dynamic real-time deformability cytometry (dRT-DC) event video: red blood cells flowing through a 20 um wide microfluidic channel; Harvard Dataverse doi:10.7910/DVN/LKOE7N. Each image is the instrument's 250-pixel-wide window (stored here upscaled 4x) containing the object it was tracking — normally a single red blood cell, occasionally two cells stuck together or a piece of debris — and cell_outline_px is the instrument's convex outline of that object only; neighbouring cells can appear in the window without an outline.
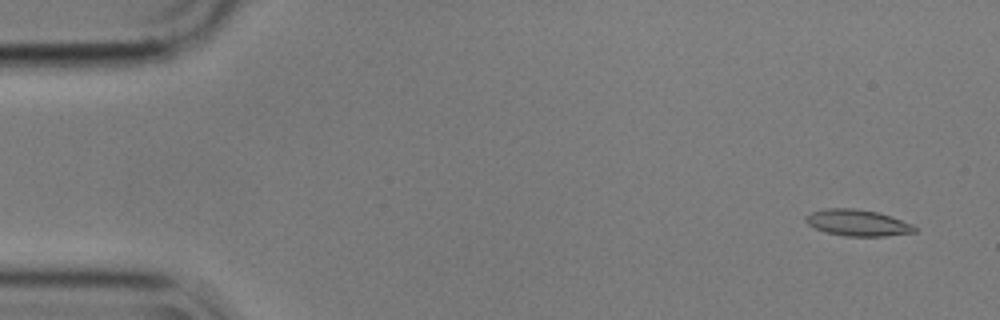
{"species": "common noctule bat (a hibernating species)", "species_latin": "Nyctalus noctula", "temperature_condition": "cold", "stored_images_in_passage": 6, "camera_frame_rate_fps": 3000, "um_per_image_px": 0.085, "animal": {"sex": "male", "body_mass_g": 17.9}, "frame": {"image": 1, "passage_image": 1, "time_ms": 0.0, "image_size_px": [1000, 320], "cell_outline_px": [[920, 228], [916, 232], [884, 236], [844, 236], [828, 232], [816, 228], [808, 224], [804, 220], [804, 216], [812, 212], [824, 208], [856, 208], [876, 212], [892, 216], [912, 224]], "centroid_in_image_um": [72.92, 18.93], "position_along_channel_um": 12.1, "area_um2": 16.82}}
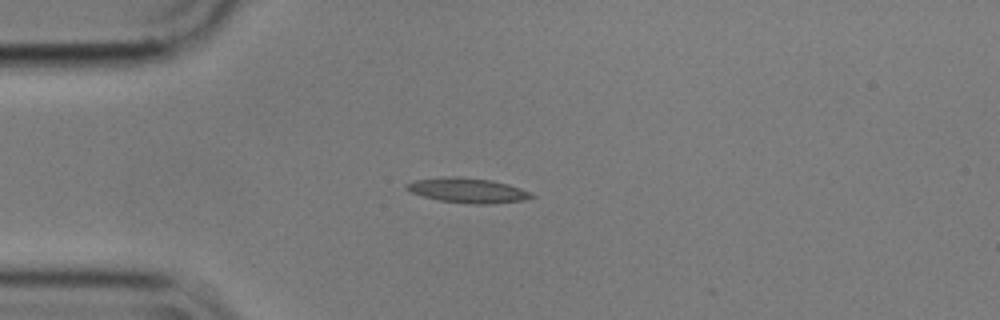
{"frame": {"image": 2, "passage_image": 4, "time_ms": 1.0, "image_size_px": [1000, 320], "cell_outline_px": [[536, 196], [524, 200], [492, 204], [468, 204], [440, 200], [424, 196], [412, 192], [404, 188], [404, 184], [412, 180], [444, 176], [456, 176], [492, 180], [508, 184], [532, 192]], "centroid_in_image_um": [39.75, 16.17], "position_along_channel_um": 45.3, "area_um2": 18.32}}
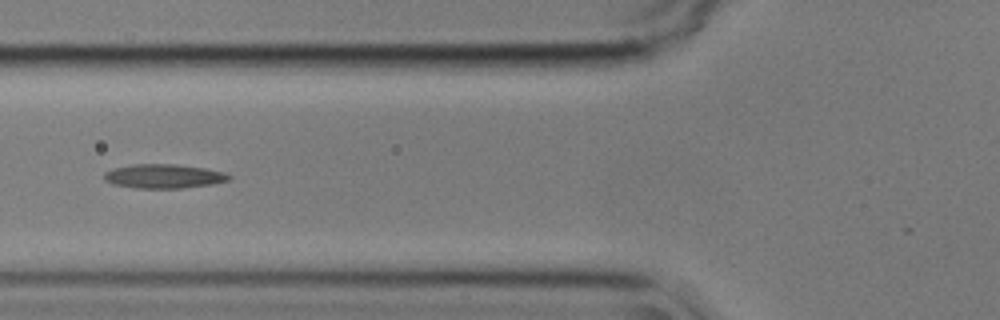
{"frame": {"image": 3, "passage_image": 6, "time_ms": 1.667, "image_size_px": [1000, 320], "cell_outline_px": [[232, 176], [228, 180], [212, 184], [184, 188], [136, 188], [112, 184], [104, 180], [104, 172], [112, 168], [132, 164], [176, 164], [204, 168], [224, 172]], "centroid_in_image_um": [13.88, 14.97], "position_along_channel_um": 111.9, "area_um2": 17.63}}